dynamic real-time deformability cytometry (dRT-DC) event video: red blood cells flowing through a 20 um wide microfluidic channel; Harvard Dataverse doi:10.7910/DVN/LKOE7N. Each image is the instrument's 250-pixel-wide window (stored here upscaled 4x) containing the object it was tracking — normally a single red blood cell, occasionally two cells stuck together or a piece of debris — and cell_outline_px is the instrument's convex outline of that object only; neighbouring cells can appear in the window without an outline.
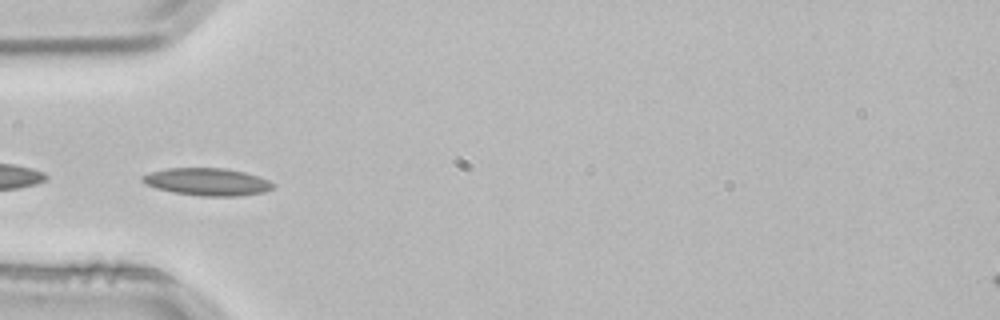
{"species": "common noctule bat (a hibernating species)", "species_latin": "Nyctalus noctula", "temperature_condition": "room temperature", "stored_images_in_passage": 3, "camera_frame_rate_fps": 3000, "um_per_image_px": 0.085, "animal": {"sex": "male", "body_mass_g": 21.5, "forearm_length_mm": 52.0}, "frame": {"image": 1, "passage_image": 3, "time_ms": 0.667, "image_size_px": [1000, 320], "cell_outline_px": [[276, 184], [272, 188], [264, 192], [236, 196], [200, 196], [172, 192], [156, 188], [140, 180], [140, 176], [148, 172], [164, 168], [224, 168], [244, 172], [260, 176]], "centroid_in_image_um": [17.59, 15.44], "position_along_channel_um": 67.4, "area_um2": 21.04}}